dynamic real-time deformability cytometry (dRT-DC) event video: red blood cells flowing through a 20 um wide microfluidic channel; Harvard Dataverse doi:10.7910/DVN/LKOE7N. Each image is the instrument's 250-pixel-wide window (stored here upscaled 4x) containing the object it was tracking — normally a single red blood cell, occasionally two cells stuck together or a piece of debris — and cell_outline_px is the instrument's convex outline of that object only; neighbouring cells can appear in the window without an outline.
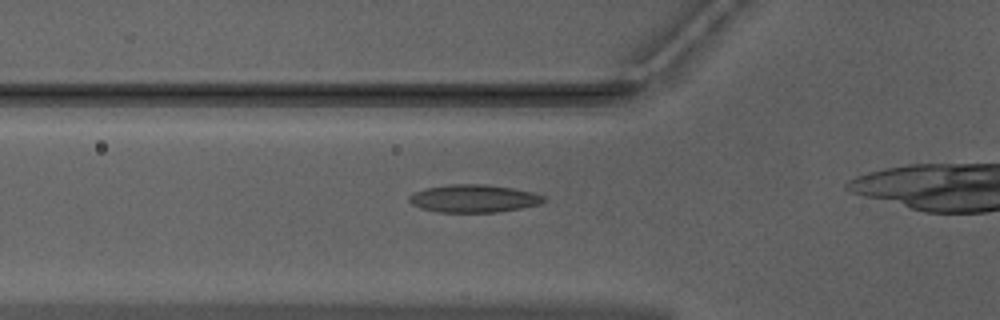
{"species": "Egyptian fruit bat (a non-hibernating species)", "species_latin": "Rousettus aegyptiacus", "temperature_condition": "warm", "stored_images_in_passage": 28, "camera_frame_rate_fps": 3000, "um_per_image_px": 0.085, "animal": {"sex": "male"}, "frame": {"image": 1, "passage_image": 4, "time_ms": 1.0, "image_size_px": [1000, 320], "cell_outline_px": [[548, 200], [544, 204], [500, 212], [436, 212], [420, 208], [412, 204], [408, 200], [408, 196], [412, 192], [424, 188], [448, 184], [484, 184], [512, 188], [532, 192], [544, 196]], "centroid_in_image_um": [40.27, 16.87], "position_along_channel_um": 85.5, "area_um2": 22.2}}
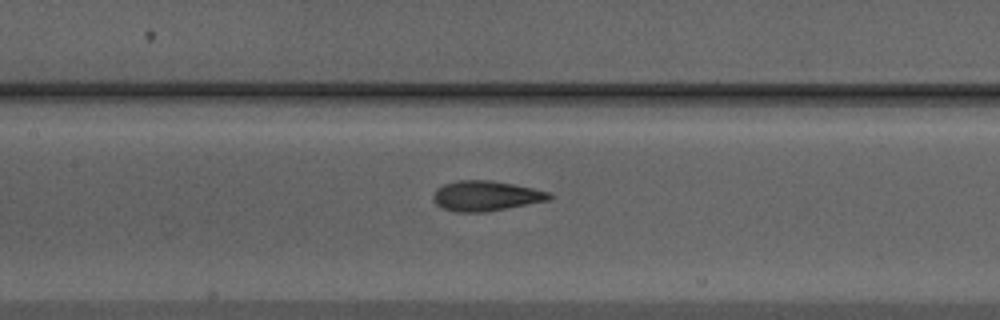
{"frame": {"image": 2, "passage_image": 10, "time_ms": 3.0, "image_size_px": [1000, 320], "cell_outline_px": [[552, 196], [548, 200], [484, 212], [456, 212], [440, 208], [436, 204], [432, 196], [436, 188], [444, 184], [456, 180], [492, 180], [552, 192]], "centroid_in_image_um": [41.25, 16.64], "position_along_channel_um": 166.2, "area_um2": 20.35}}
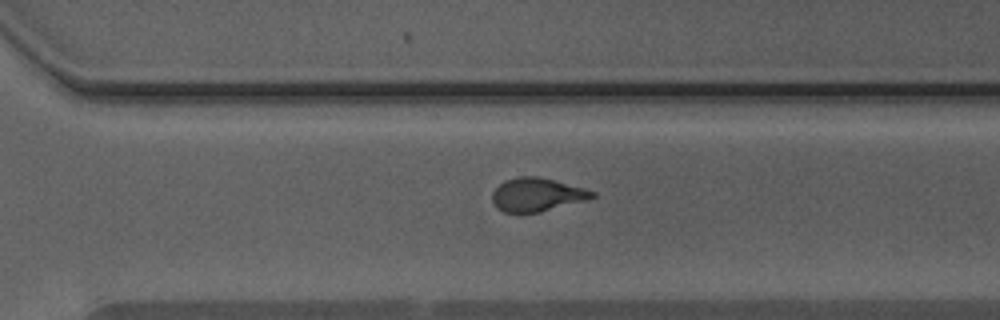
{"frame": {"image": 3, "passage_image": 22, "time_ms": 7.0, "image_size_px": [1000, 320], "cell_outline_px": [[596, 196], [584, 200], [540, 212], [504, 212], [496, 208], [492, 200], [492, 192], [504, 180], [520, 176], [536, 176], [584, 188], [596, 192]], "centroid_in_image_um": [45.6, 16.54], "position_along_channel_um": 325.0, "area_um2": 19.19}}